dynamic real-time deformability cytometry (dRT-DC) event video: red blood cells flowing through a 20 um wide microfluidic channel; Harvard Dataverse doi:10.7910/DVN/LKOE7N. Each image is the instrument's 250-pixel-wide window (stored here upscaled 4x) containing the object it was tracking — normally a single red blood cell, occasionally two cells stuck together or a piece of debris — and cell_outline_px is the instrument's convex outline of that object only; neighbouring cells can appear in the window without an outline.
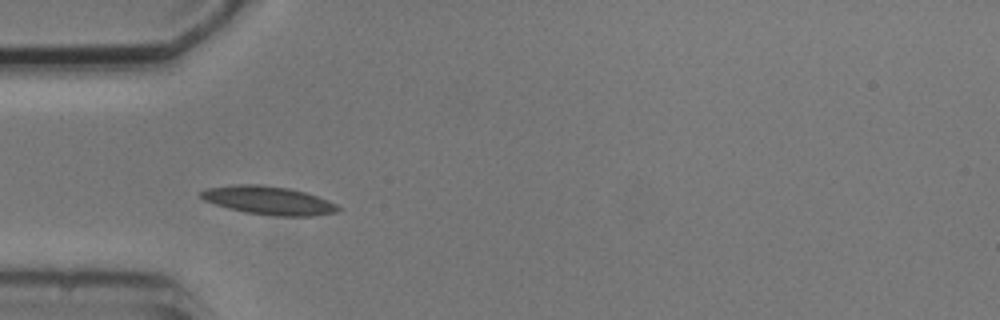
{"species": "common noctule bat (a hibernating species)", "species_latin": "Nyctalus noctula", "temperature_condition": "cold", "stored_images_in_passage": 4, "camera_frame_rate_fps": 3000, "um_per_image_px": 0.085, "animal": {"sex": "male", "body_mass_g": 20.5, "forearm_length_mm": 52.5}, "frame": {"image": 1, "passage_image": 1, "time_ms": 0.0, "image_size_px": [1000, 320], "cell_outline_px": [[340, 208], [336, 212], [312, 216], [276, 216], [244, 212], [228, 208], [204, 200], [200, 196], [200, 192], [204, 188], [232, 184], [260, 184], [288, 188], [304, 192], [328, 200], [336, 204]], "centroid_in_image_um": [22.79, 17.03], "position_along_channel_um": 62.2, "area_um2": 22.66}}
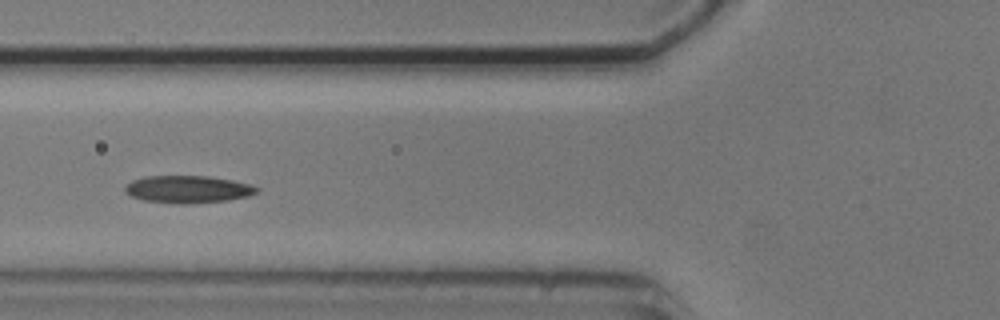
{"frame": {"image": 2, "passage_image": 2, "time_ms": 1.333, "image_size_px": [1000, 320], "cell_outline_px": [[260, 192], [248, 196], [228, 200], [180, 204], [176, 204], [144, 200], [132, 196], [124, 192], [124, 188], [132, 180], [144, 176], [208, 176], [232, 180], [252, 184], [260, 188]], "centroid_in_image_um": [16.0, 16.08], "position_along_channel_um": 109.8, "area_um2": 21.1}}
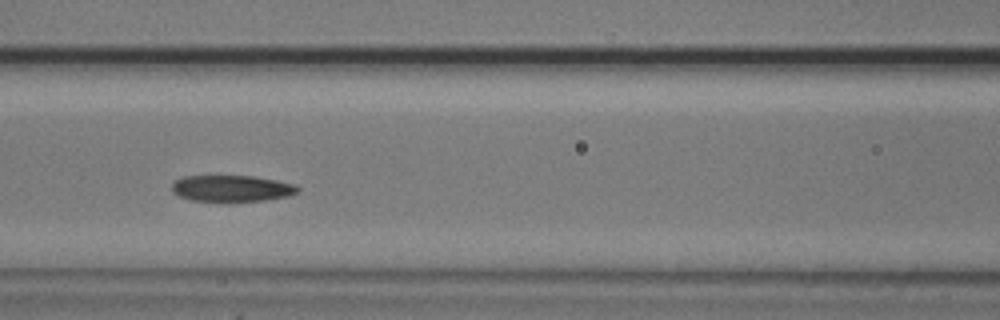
{"frame": {"image": 3, "passage_image": 3, "time_ms": 2.333, "image_size_px": [1000, 320], "cell_outline_px": [[300, 188], [296, 192], [288, 196], [268, 200], [192, 200], [180, 196], [172, 192], [172, 184], [180, 176], [252, 176], [276, 180], [296, 184]], "centroid_in_image_um": [19.7, 15.99], "position_along_channel_um": 146.9, "area_um2": 19.02}}